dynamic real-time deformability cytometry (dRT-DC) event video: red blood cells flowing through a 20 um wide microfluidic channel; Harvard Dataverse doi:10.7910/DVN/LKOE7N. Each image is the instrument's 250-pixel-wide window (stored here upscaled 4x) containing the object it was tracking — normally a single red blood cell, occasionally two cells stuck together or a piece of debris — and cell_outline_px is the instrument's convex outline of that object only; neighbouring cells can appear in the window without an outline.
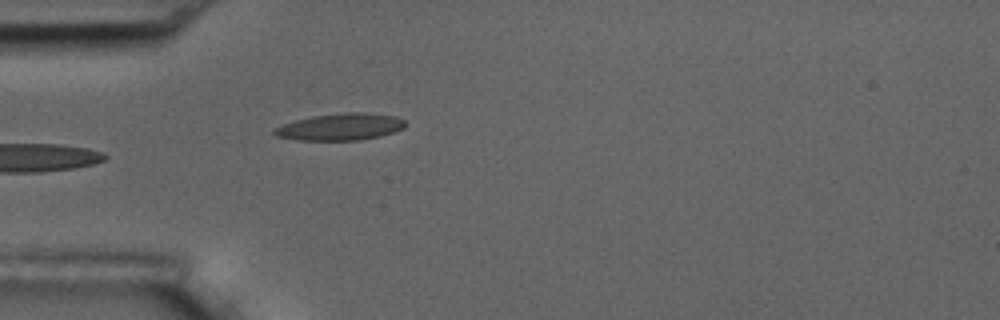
{"species": "common noctule bat (a hibernating species)", "species_latin": "Nyctalus noctula", "temperature_condition": "room temperature", "stored_images_in_passage": 4, "camera_frame_rate_fps": 3000, "um_per_image_px": 0.085, "animal": {"sex": "male", "body_mass_g": 17.5, "forearm_length_mm": 52.3}, "frame": {"image": 1, "passage_image": 4, "time_ms": 3.667, "image_size_px": [1000, 320], "cell_outline_px": [[408, 124], [404, 128], [380, 136], [360, 140], [300, 140], [276, 136], [272, 132], [276, 128], [284, 124], [296, 120], [312, 116], [348, 112], [364, 112], [396, 116], [404, 120]], "centroid_in_image_um": [28.98, 10.78], "position_along_channel_um": 56.0, "area_um2": 20.4}}